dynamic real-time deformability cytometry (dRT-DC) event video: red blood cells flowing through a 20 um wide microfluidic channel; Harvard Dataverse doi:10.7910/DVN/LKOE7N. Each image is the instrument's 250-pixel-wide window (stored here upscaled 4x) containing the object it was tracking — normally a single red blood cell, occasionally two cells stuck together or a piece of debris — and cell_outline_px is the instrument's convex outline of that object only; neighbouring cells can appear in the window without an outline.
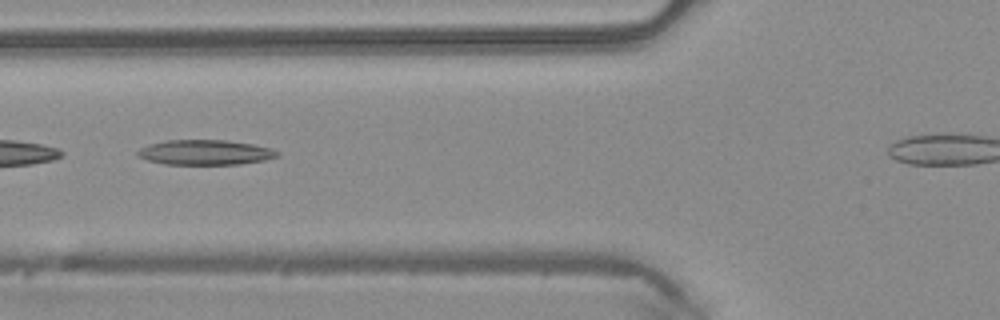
{"species": "common noctule bat (a hibernating species)", "species_latin": "Nyctalus noctula", "temperature_condition": "warm", "stored_images_in_passage": 21, "camera_frame_rate_fps": 3000, "um_per_image_px": 0.085, "animal": {"sex": "male", "body_mass_g": 20.4}, "frame": {"image": 1, "passage_image": 12, "time_ms": 3.667, "image_size_px": [1000, 320], "cell_outline_px": [[280, 156], [264, 160], [240, 164], [164, 164], [148, 160], [136, 156], [136, 152], [140, 148], [148, 144], [168, 140], [224, 140], [252, 144], [272, 148], [280, 152]], "centroid_in_image_um": [17.44, 12.95], "position_along_channel_um": 108.4, "area_um2": 20.4}}
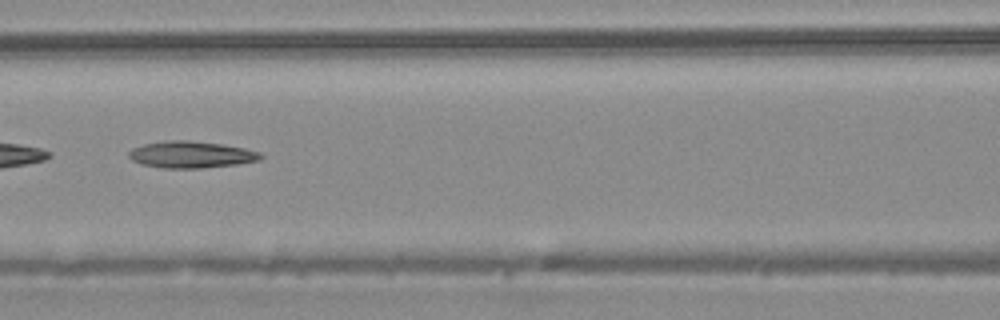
{"frame": {"image": 2, "passage_image": 15, "time_ms": 4.667, "image_size_px": [1000, 320], "cell_outline_px": [[264, 156], [260, 160], [236, 164], [200, 168], [160, 168], [140, 164], [132, 160], [128, 156], [128, 152], [132, 148], [144, 144], [168, 140], [188, 140], [220, 144], [244, 148], [260, 152]], "centroid_in_image_um": [16.22, 13.14], "position_along_channel_um": 150.4, "area_um2": 20.52}}
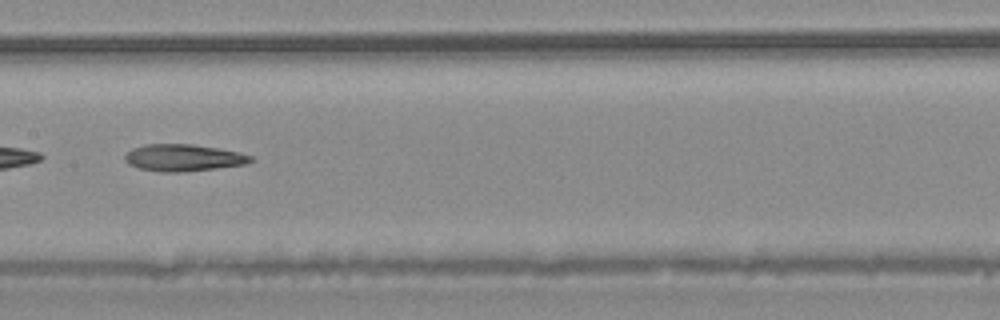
{"frame": {"image": 3, "passage_image": 18, "time_ms": 5.667, "image_size_px": [1000, 320], "cell_outline_px": [[256, 160], [248, 164], [184, 172], [160, 172], [140, 168], [128, 164], [124, 160], [124, 156], [132, 148], [148, 144], [192, 144], [240, 152], [252, 156]], "centroid_in_image_um": [15.62, 13.41], "position_along_channel_um": 191.8, "area_um2": 19.83}}